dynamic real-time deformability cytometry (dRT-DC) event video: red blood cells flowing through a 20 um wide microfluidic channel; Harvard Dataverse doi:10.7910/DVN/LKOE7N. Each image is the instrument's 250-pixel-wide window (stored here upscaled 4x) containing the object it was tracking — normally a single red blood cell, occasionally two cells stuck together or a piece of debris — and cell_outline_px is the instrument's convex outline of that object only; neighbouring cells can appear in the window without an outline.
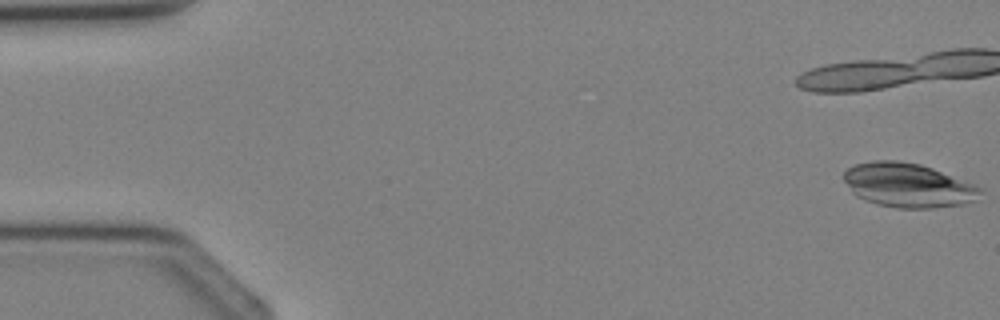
{"species": "Egyptian fruit bat (a non-hibernating species)", "species_latin": "Rousettus aegyptiacus", "temperature_condition": "cold", "stored_images_in_passage": 3, "segment_of_instrument_passage": [2, 2], "camera_frame_rate_fps": 3000, "um_per_image_px": 0.085, "animal": {"sex": "female"}, "frame": {"image": 1, "passage_image": 3, "time_ms": 2.333, "image_size_px": [1000, 320], "cell_outline_px": [[984, 188], [976, 200], [964, 204], [932, 208], [896, 208], [876, 204], [856, 196], [852, 192], [844, 180], [844, 172], [848, 168], [856, 164], [872, 160], [896, 160], [920, 164], [932, 168]], "centroid_in_image_um": [77.18, 15.75], "position_along_channel_um": 7.8, "area_um2": 35.14}}